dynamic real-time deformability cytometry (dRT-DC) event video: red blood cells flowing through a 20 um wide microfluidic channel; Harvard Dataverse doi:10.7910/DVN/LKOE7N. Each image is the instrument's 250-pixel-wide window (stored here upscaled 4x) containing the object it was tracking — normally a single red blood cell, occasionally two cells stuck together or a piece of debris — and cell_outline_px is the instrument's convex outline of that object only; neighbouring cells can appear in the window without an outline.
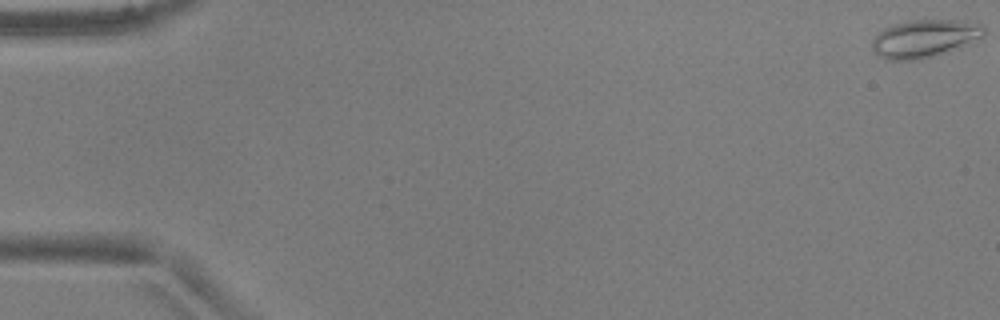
{"species": "common noctule bat (a hibernating species)", "species_latin": "Nyctalus noctula", "temperature_condition": "warm", "stored_images_in_passage": 9, "camera_frame_rate_fps": 3000, "um_per_image_px": 0.085, "animal": {"sex": "male", "body_mass_g": 17.9, "forearm_length_mm": 54.2}, "frame": {"image": 1, "passage_image": 1, "time_ms": 0.0, "image_size_px": [1000, 320], "cell_outline_px": [[984, 36], [932, 56], [920, 60], [888, 60], [880, 56], [872, 48], [872, 40], [876, 32], [892, 24], [908, 20], [956, 20], [984, 24]], "centroid_in_image_um": [78.51, 3.25], "position_along_channel_um": 6.5, "area_um2": 24.33}}